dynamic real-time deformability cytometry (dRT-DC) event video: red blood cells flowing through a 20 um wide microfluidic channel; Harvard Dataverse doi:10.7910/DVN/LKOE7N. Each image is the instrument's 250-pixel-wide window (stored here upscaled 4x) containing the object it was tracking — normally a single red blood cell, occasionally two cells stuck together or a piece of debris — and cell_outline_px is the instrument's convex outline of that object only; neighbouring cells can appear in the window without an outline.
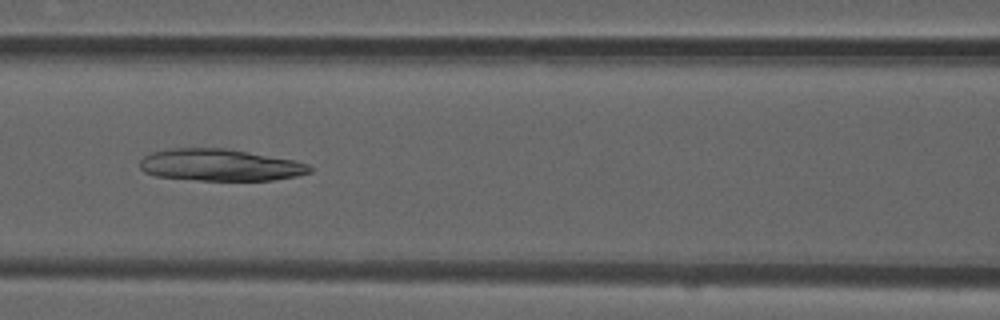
{"species": "common noctule bat (a hibernating species)", "species_latin": "Nyctalus noctula", "temperature_condition": "room temperature", "stored_images_in_passage": 42, "camera_frame_rate_fps": 3000, "um_per_image_px": 0.085, "animal": {"sex": "male", "forearm_length_mm": 52.5}, "frame": {"image": 1, "passage_image": 13, "time_ms": 4.0, "image_size_px": [1000, 320], "cell_outline_px": [[312, 172], [296, 176], [272, 180], [200, 180], [156, 176], [144, 172], [140, 168], [140, 160], [144, 156], [152, 152], [172, 148], [224, 148], [296, 160], [308, 164], [312, 168]], "centroid_in_image_um": [18.71, 14.02], "position_along_channel_um": 147.9, "area_um2": 31.5}}
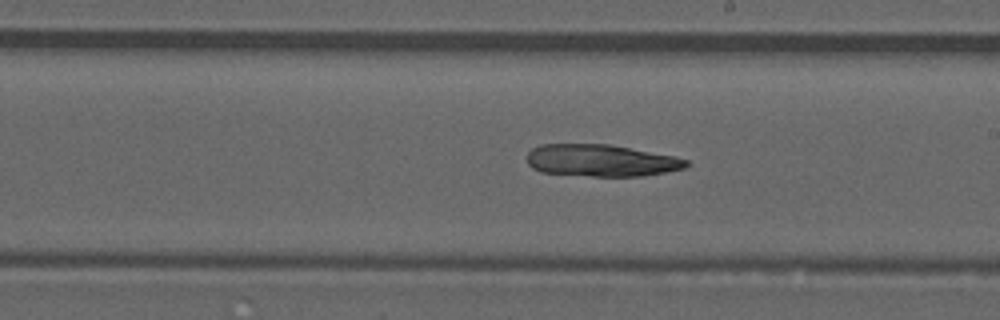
{"frame": {"image": 2, "passage_image": 20, "time_ms": 6.333, "image_size_px": [1000, 320], "cell_outline_px": [[692, 164], [684, 168], [644, 176], [592, 176], [540, 172], [532, 168], [528, 164], [528, 152], [532, 148], [540, 144], [608, 144], [676, 156], [688, 160]], "centroid_in_image_um": [51.11, 13.64], "position_along_channel_um": 237.9, "area_um2": 29.82}}
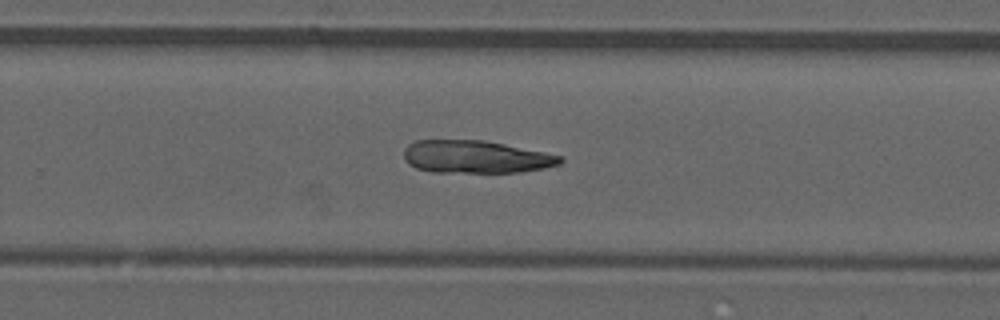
{"frame": {"image": 3, "passage_image": 24, "time_ms": 7.667, "image_size_px": [1000, 320], "cell_outline_px": [[564, 160], [560, 164], [544, 168], [520, 172], [432, 172], [416, 168], [408, 164], [404, 160], [404, 148], [408, 144], [416, 140], [484, 140], [564, 156]], "centroid_in_image_um": [40.43, 13.33], "position_along_channel_um": 289.4, "area_um2": 29.88}}